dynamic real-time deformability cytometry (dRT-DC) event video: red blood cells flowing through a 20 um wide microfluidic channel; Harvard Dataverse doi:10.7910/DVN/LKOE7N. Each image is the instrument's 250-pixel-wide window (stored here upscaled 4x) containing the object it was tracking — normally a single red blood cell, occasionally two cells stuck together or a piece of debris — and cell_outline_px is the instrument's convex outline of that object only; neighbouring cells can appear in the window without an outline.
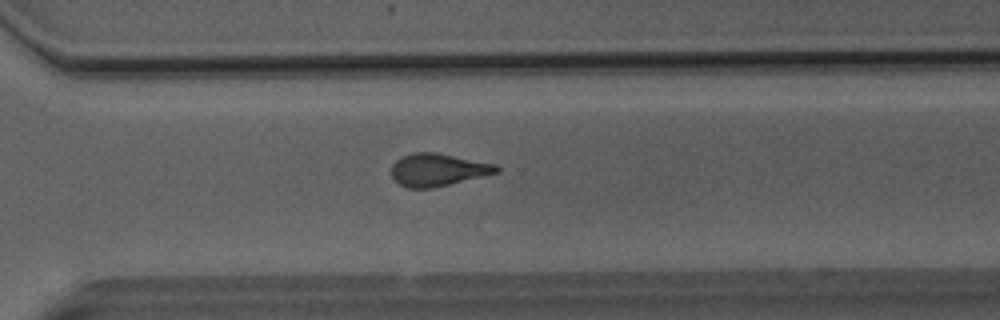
{"species": "Egyptian fruit bat (a non-hibernating species)", "species_latin": "Rousettus aegyptiacus", "temperature_condition": "room temperature", "stored_images_in_passage": 28, "camera_frame_rate_fps": 3000, "um_per_image_px": 0.085, "animal": {"sex": "male"}, "frame": {"image": 1, "passage_image": 20, "time_ms": 6.333, "image_size_px": [1000, 320], "cell_outline_px": [[500, 172], [432, 188], [408, 188], [400, 184], [392, 176], [392, 164], [396, 160], [412, 152], [436, 152], [496, 164], [500, 168]], "centroid_in_image_um": [37.23, 14.42], "position_along_channel_um": 333.4, "area_um2": 19.83}, "authors_computed_cell_mechanics": {"area_um2": 19.8832, "velocity_mm_per_s": 4.1195, "shape_relaxation_time_tau1_ms": 8.963, "shape_relaxation_time_tau2_ms": 2.1491, "deformation_change_tau1": 0.2111, "deformation_change_tau2": 0.1089}}